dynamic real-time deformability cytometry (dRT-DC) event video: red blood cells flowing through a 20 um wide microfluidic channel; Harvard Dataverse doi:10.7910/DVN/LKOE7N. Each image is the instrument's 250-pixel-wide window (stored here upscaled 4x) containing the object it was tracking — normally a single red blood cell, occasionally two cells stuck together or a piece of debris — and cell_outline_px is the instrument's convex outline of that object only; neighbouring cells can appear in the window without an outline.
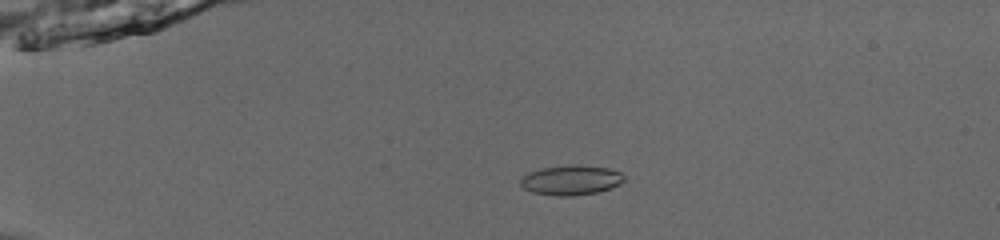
{"species": "common noctule bat (a hibernating species)", "species_latin": "Nyctalus noctula", "temperature_condition": "room temperature", "stored_images_in_passage": 43, "camera_frame_rate_fps": 3000, "um_per_image_px": 0.085, "animal": {"sex": "male", "body_mass_g": 13.0, "forearm_length_mm": 53.1}, "frame": {"image": 1, "passage_image": 3, "time_ms": 0.667, "image_size_px": [1000, 240], "cell_outline_px": [[624, 180], [620, 184], [596, 192], [572, 196], [556, 196], [532, 192], [524, 188], [520, 184], [520, 180], [528, 172], [540, 168], [576, 164], [608, 168], [620, 172], [624, 176]], "centroid_in_image_um": [48.52, 15.3], "position_along_channel_um": 36.5, "area_um2": 17.92}}
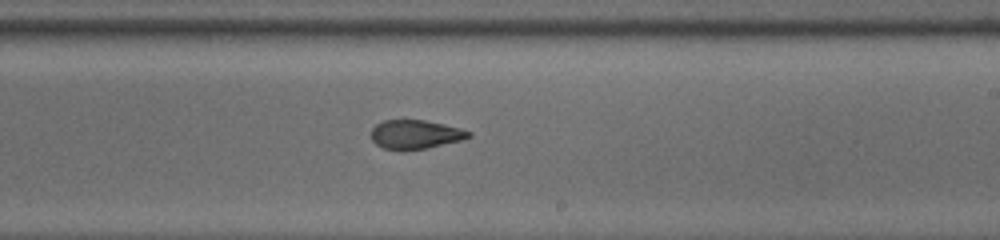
{"frame": {"image": 2, "passage_image": 24, "time_ms": 7.667, "image_size_px": [1000, 240], "cell_outline_px": [[472, 136], [460, 140], [428, 148], [404, 152], [400, 152], [384, 148], [376, 144], [372, 140], [372, 128], [376, 124], [384, 120], [424, 120], [444, 124], [460, 128], [472, 132]], "centroid_in_image_um": [35.29, 11.45], "position_along_channel_um": 253.7, "area_um2": 16.7}}
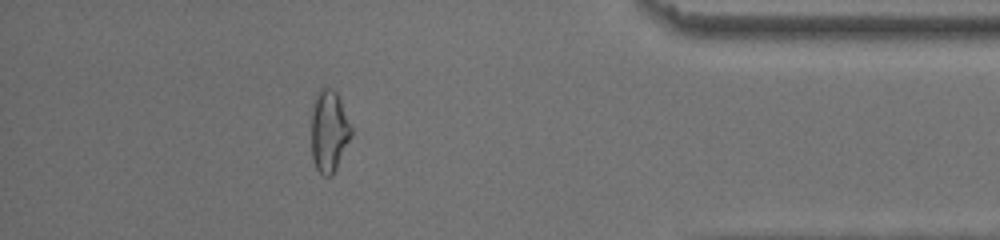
{"frame": {"image": 3, "passage_image": 38, "time_ms": 12.333, "image_size_px": [1000, 240], "cell_outline_px": [[352, 136], [332, 176], [324, 176], [316, 168], [312, 160], [312, 100], [316, 92], [320, 88], [332, 88], [336, 92], [340, 100], [352, 128]], "centroid_in_image_um": [27.95, 11.13], "position_along_channel_um": 407.2, "area_um2": 19.13}, "authors_computed_cell_mechanics": {"area_um2": 17.7446, "velocity_mm_per_s": 3.8813, "shape_relaxation_time_tau1_ms": null, "shape_relaxation_time_tau2_ms": 1.4543, "deformation_change_tau1": null, "deformation_change_tau2": 0.0726}}